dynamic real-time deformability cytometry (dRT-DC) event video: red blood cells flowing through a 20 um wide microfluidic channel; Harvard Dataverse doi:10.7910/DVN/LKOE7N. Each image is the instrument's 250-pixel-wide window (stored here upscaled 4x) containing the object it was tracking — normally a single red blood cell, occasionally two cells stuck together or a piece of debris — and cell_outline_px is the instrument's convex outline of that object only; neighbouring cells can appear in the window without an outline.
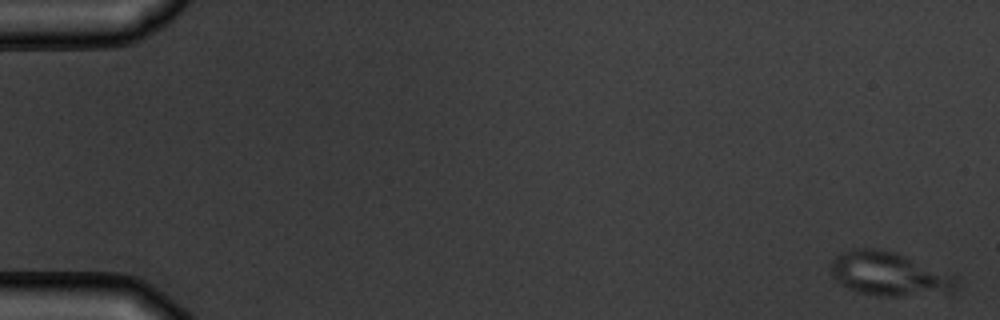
{"species": "common noctule bat (a hibernating species)", "species_latin": "Nyctalus noctula", "temperature_condition": "warm", "stored_images_in_passage": 8, "camera_frame_rate_fps": 3000, "um_per_image_px": 0.085, "animal": {"sex": "male", "body_mass_g": 19.5, "forearm_length_mm": 54.6}, "frame": {"image": 1, "passage_image": 1, "time_ms": 0.0, "image_size_px": [1000, 320], "cell_outline_px": [[956, 284], [948, 292], [900, 296], [872, 296], [856, 292], [840, 284], [836, 280], [832, 272], [832, 260], [836, 256], [852, 248], [872, 248], [892, 252], [904, 256], [956, 276]], "centroid_in_image_um": [75.51, 23.3], "position_along_channel_um": 9.5, "area_um2": 31.39}}
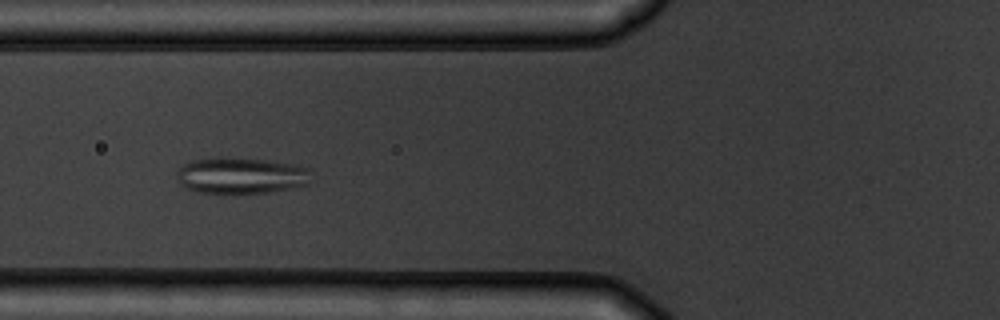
{"frame": {"image": 2, "passage_image": 6, "time_ms": 6.667, "image_size_px": [1000, 320], "cell_outline_px": [[308, 184], [268, 192], [200, 192], [188, 188], [180, 184], [176, 176], [176, 172], [184, 164], [192, 160], [224, 156], [264, 160], [292, 164], [308, 168]], "centroid_in_image_um": [20.42, 14.89], "position_along_channel_um": 105.4, "area_um2": 27.86}}